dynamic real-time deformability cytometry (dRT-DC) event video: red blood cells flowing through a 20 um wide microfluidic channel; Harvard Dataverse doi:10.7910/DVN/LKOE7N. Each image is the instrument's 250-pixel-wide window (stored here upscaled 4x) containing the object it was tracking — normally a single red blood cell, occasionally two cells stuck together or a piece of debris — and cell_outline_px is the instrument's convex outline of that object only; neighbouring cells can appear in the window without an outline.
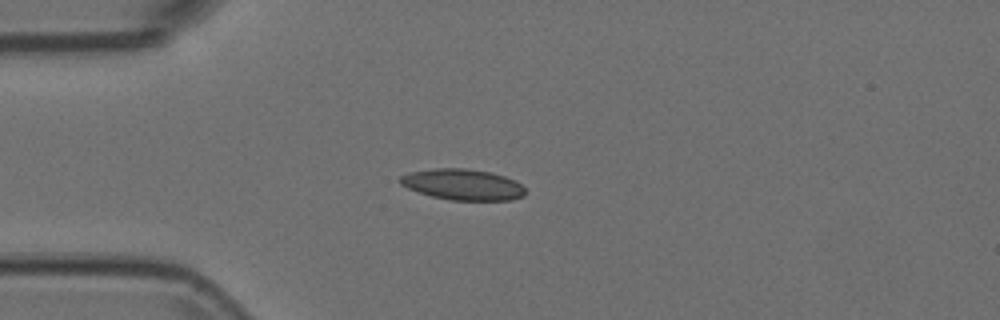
{"species": "Egyptian fruit bat (a non-hibernating species)", "species_latin": "Rousettus aegyptiacus", "temperature_condition": "room temperature", "stored_images_in_passage": 48, "camera_frame_rate_fps": 3000, "um_per_image_px": 0.085, "animal": {"sex": "female"}, "frame": {"image": 1, "passage_image": 12, "time_ms": 3.667, "image_size_px": [1000, 320], "cell_outline_px": [[524, 196], [512, 200], [452, 200], [432, 196], [408, 188], [400, 184], [400, 176], [412, 172], [436, 168], [464, 168], [492, 172], [516, 180], [524, 188]], "centroid_in_image_um": [39.37, 15.68], "position_along_channel_um": 45.6, "area_um2": 22.43}}
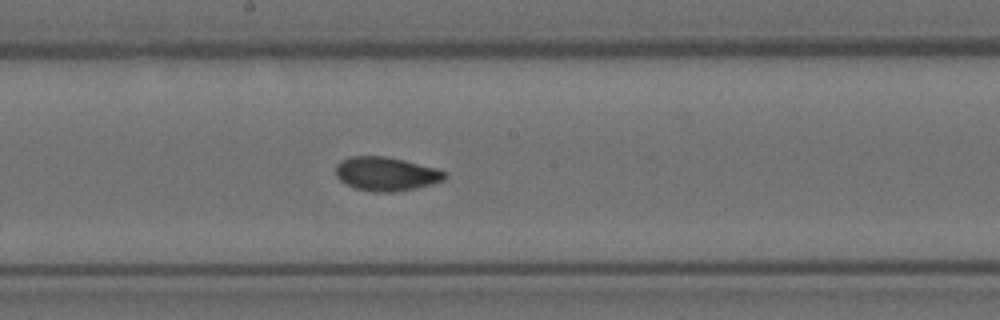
{"frame": {"image": 2, "passage_image": 27, "time_ms": 8.667, "image_size_px": [1000, 320], "cell_outline_px": [[448, 176], [444, 180], [432, 184], [416, 188], [392, 192], [372, 192], [356, 188], [344, 184], [336, 176], [336, 164], [340, 160], [348, 156], [384, 156], [404, 160], [436, 168], [448, 172]], "centroid_in_image_um": [32.82, 14.78], "position_along_channel_um": 215.4, "area_um2": 21.73}}
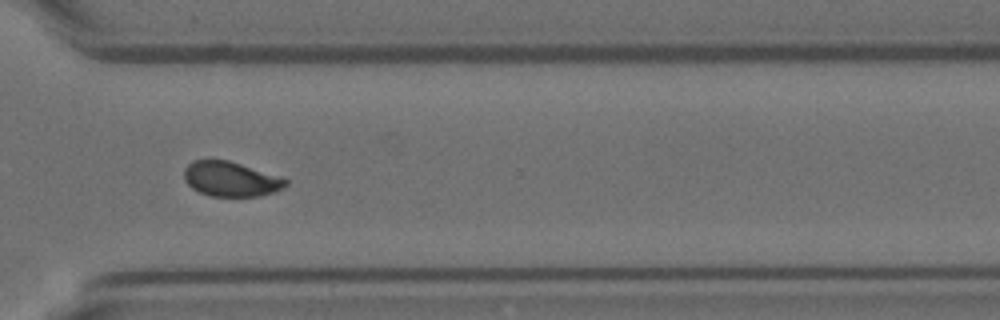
{"frame": {"image": 3, "passage_image": 38, "time_ms": 12.333, "image_size_px": [1000, 320], "cell_outline_px": [[288, 184], [284, 188], [272, 192], [256, 196], [212, 196], [200, 192], [192, 188], [184, 180], [184, 168], [192, 160], [228, 160], [284, 176], [288, 180]], "centroid_in_image_um": [19.65, 15.2], "position_along_channel_um": 350.9, "area_um2": 20.81}}